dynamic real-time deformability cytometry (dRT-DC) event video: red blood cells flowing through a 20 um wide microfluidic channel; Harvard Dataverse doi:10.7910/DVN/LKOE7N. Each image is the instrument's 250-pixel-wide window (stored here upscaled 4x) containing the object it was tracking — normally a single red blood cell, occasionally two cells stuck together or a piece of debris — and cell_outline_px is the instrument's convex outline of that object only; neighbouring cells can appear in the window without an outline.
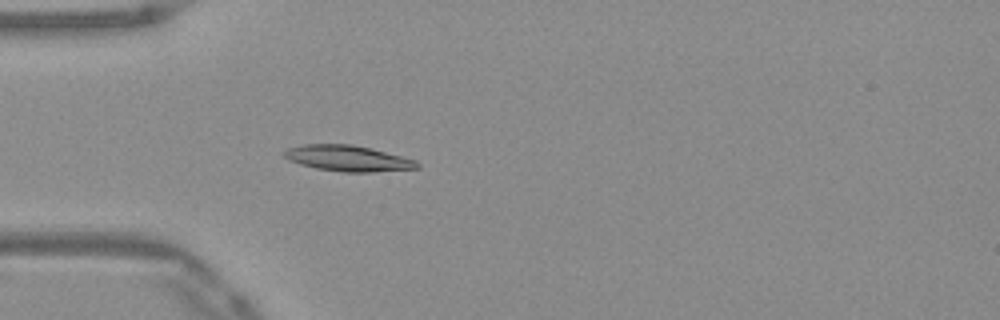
{"species": "Egyptian fruit bat (a non-hibernating species)", "species_latin": "Rousettus aegyptiacus", "temperature_condition": "warm", "stored_images_in_passage": 42, "camera_frame_rate_fps": 3000, "um_per_image_px": 0.085, "frame": {"image": 1, "passage_image": 6, "time_ms": 1.667, "image_size_px": [1000, 320], "cell_outline_px": [[420, 168], [372, 172], [344, 172], [316, 168], [300, 164], [288, 160], [280, 152], [288, 148], [304, 144], [352, 144], [372, 148], [416, 160], [420, 164]], "centroid_in_image_um": [29.56, 13.45], "position_along_channel_um": 55.4, "area_um2": 20.17}}
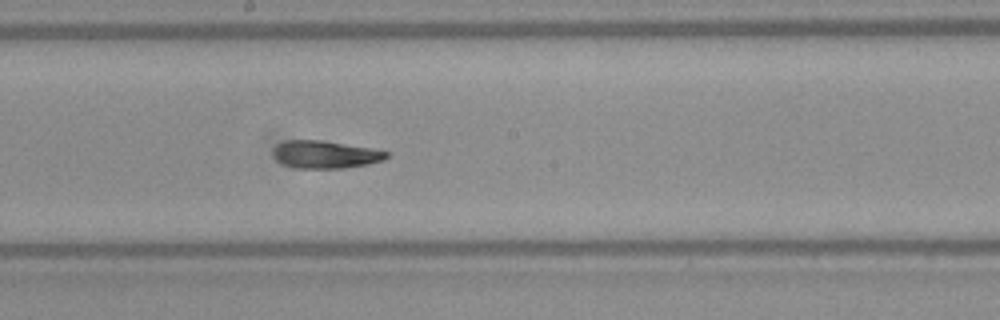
{"frame": {"image": 2, "passage_image": 19, "time_ms": 6.0, "image_size_px": [1000, 320], "cell_outline_px": [[388, 156], [384, 160], [368, 164], [344, 168], [296, 168], [284, 164], [276, 160], [272, 156], [272, 152], [276, 144], [284, 140], [324, 140], [368, 148], [388, 152]], "centroid_in_image_um": [27.59, 13.13], "position_along_channel_um": 220.6, "area_um2": 18.26}}
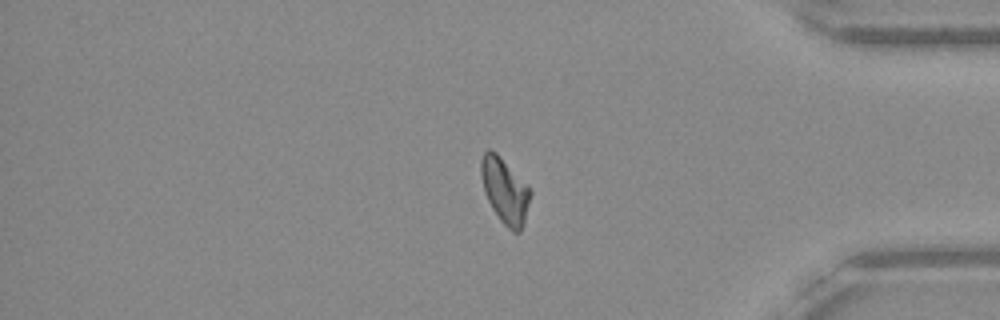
{"frame": {"image": 3, "passage_image": 34, "time_ms": 11.0, "image_size_px": [1000, 320], "cell_outline_px": [[532, 192], [524, 220], [520, 232], [512, 232], [500, 220], [492, 208], [484, 192], [480, 172], [480, 160], [484, 152], [488, 148], [492, 148], [532, 188]], "centroid_in_image_um": [42.91, 16.16], "position_along_channel_um": 392.3, "area_um2": 18.96}, "authors_computed_cell_mechanics": {"area_um2": 18.4382, "velocity_mm_per_s": 3.9361, "shape_relaxation_time_tau1_ms": 7.5293, "shape_relaxation_time_tau2_ms": 6.2959, "deformation_change_tau1": 0.2068, "deformation_change_tau2": 0.1165}}